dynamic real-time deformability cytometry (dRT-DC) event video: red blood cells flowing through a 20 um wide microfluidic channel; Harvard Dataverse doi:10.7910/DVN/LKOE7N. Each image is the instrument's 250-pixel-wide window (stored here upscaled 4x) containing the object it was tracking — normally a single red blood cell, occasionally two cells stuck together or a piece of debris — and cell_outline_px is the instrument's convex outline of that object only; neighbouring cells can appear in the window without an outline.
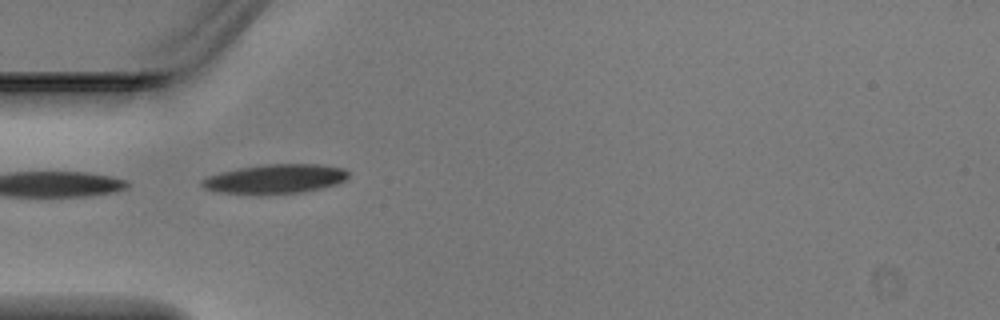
{"species": "Egyptian fruit bat (a non-hibernating species)", "species_latin": "Rousettus aegyptiacus", "temperature_condition": "warm", "stored_images_in_passage": 5, "camera_frame_rate_fps": 3000, "um_per_image_px": 0.085, "animal": {"sex": "male"}, "frame": {"image": 1, "passage_image": 3, "time_ms": 0.667, "image_size_px": [1000, 320], "cell_outline_px": [[348, 176], [344, 180], [336, 184], [304, 192], [260, 196], [220, 192], [204, 188], [200, 184], [200, 180], [208, 176], [220, 172], [240, 168], [268, 164], [320, 164], [344, 168], [348, 172]], "centroid_in_image_um": [23.36, 15.23], "position_along_channel_um": 61.6, "area_um2": 25.37}}
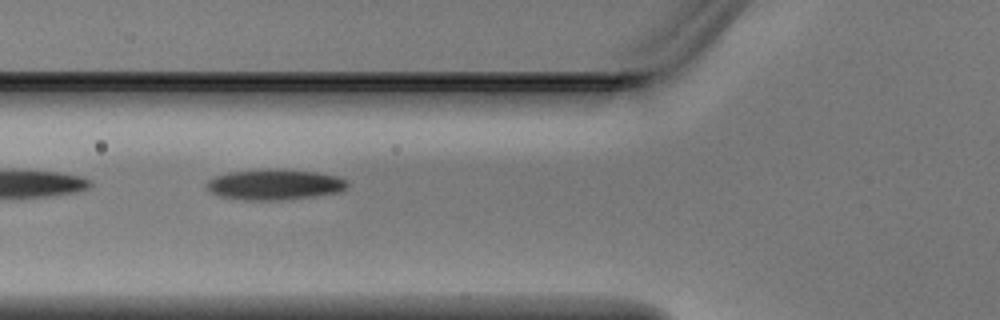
{"frame": {"image": 2, "passage_image": 4, "time_ms": 1.0, "image_size_px": [1000, 320], "cell_outline_px": [[348, 184], [340, 192], [312, 196], [280, 200], [244, 200], [220, 196], [212, 192], [208, 188], [208, 180], [216, 176], [228, 172], [316, 172], [336, 176], [348, 180]], "centroid_in_image_um": [23.36, 15.74], "position_along_channel_um": 102.4, "area_um2": 23.64}}
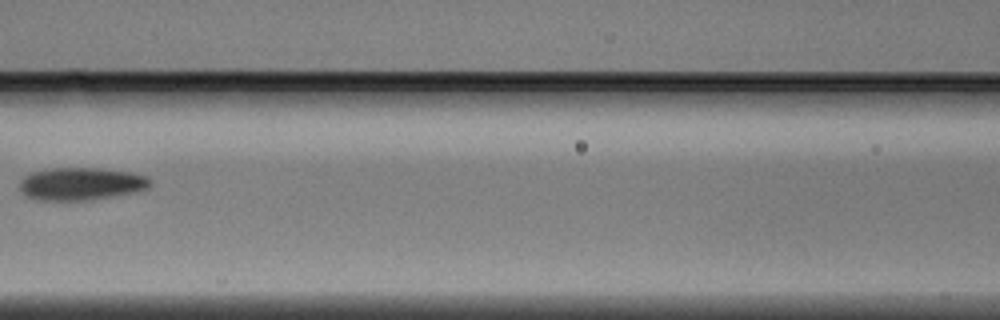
{"frame": {"image": 3, "passage_image": 5, "time_ms": 1.333, "image_size_px": [1000, 320], "cell_outline_px": [[152, 180], [148, 188], [136, 192], [88, 200], [36, 200], [24, 196], [20, 188], [20, 180], [24, 176], [32, 172], [52, 168], [96, 168], [132, 172], [148, 176]], "centroid_in_image_um": [6.89, 15.62], "position_along_channel_um": 159.7, "area_um2": 24.97}}